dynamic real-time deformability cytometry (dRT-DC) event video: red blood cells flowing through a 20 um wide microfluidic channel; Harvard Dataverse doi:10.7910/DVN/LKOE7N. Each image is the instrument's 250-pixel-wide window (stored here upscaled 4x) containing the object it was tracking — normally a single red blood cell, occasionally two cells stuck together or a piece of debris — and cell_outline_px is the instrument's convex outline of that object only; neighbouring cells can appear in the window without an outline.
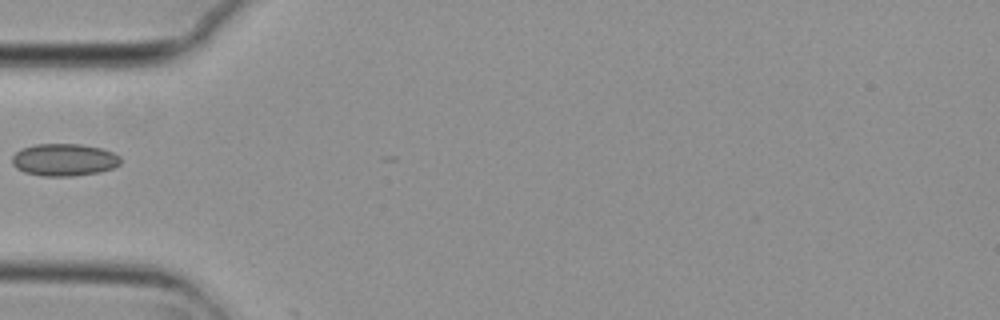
{"species": "common noctule bat (a hibernating species)", "species_latin": "Nyctalus noctula", "temperature_condition": "cold", "stored_images_in_passage": 6, "camera_frame_rate_fps": 3000, "um_per_image_px": 0.085, "animal": {"sex": "female", "body_mass_g": 29.2, "forearm_length_mm": 56.3}, "frame": {"image": 1, "passage_image": 6, "time_ms": 1.667, "image_size_px": [1000, 320], "cell_outline_px": [[120, 164], [112, 168], [100, 172], [72, 176], [40, 176], [24, 172], [16, 168], [12, 164], [12, 156], [20, 148], [36, 144], [80, 144], [100, 148], [112, 152], [120, 156]], "centroid_in_image_um": [5.42, 13.58], "position_along_channel_um": 79.6, "area_um2": 20.52}}